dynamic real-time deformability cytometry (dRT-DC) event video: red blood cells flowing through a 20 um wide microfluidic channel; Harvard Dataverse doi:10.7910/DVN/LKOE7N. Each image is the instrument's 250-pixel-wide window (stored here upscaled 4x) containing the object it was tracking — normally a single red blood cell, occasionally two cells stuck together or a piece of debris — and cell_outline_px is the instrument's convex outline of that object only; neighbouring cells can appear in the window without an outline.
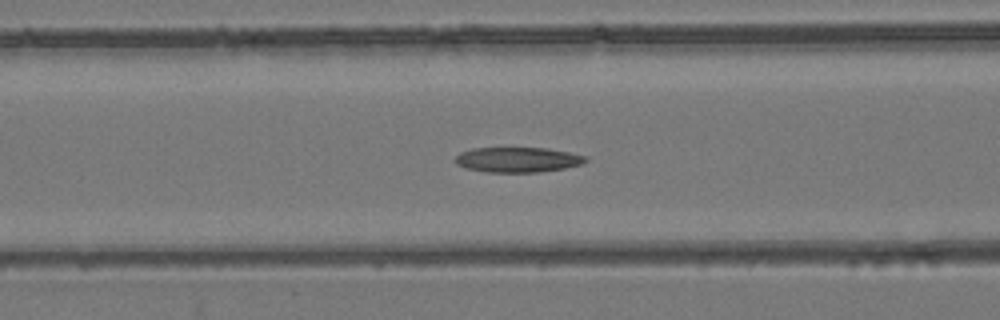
{"species": "common noctule bat (a hibernating species)", "species_latin": "Nyctalus noctula", "temperature_condition": "room temperature", "stored_images_in_passage": 50, "camera_frame_rate_fps": 3000, "um_per_image_px": 0.085, "animal": {"sex": "female", "body_mass_g": 24.6, "forearm_length_mm": 56.2}, "frame": {"image": 1, "passage_image": 18, "time_ms": 5.667, "image_size_px": [1000, 320], "cell_outline_px": [[588, 160], [580, 164], [564, 168], [540, 172], [484, 172], [464, 168], [456, 164], [452, 160], [460, 152], [472, 148], [548, 148], [588, 156]], "centroid_in_image_um": [43.95, 13.57], "position_along_channel_um": 122.6, "area_um2": 19.25}}
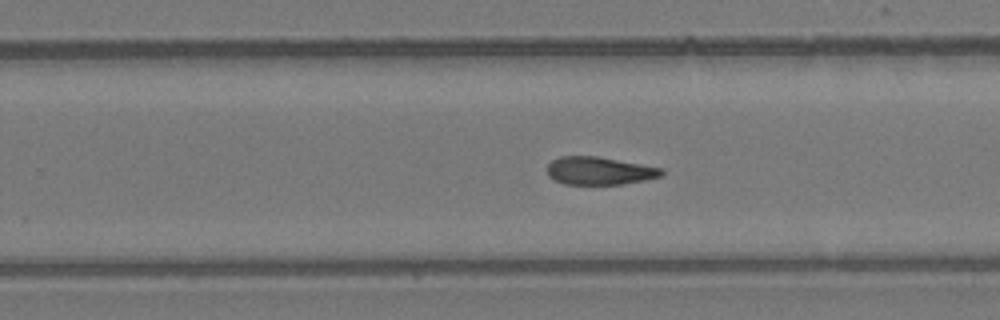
{"frame": {"image": 2, "passage_image": 30, "time_ms": 9.667, "image_size_px": [1000, 320], "cell_outline_px": [[664, 172], [660, 176], [644, 180], [620, 184], [564, 184], [548, 176], [548, 164], [552, 160], [560, 156], [596, 156], [664, 168]], "centroid_in_image_um": [50.94, 14.51], "position_along_channel_um": 278.9, "area_um2": 18.44}}
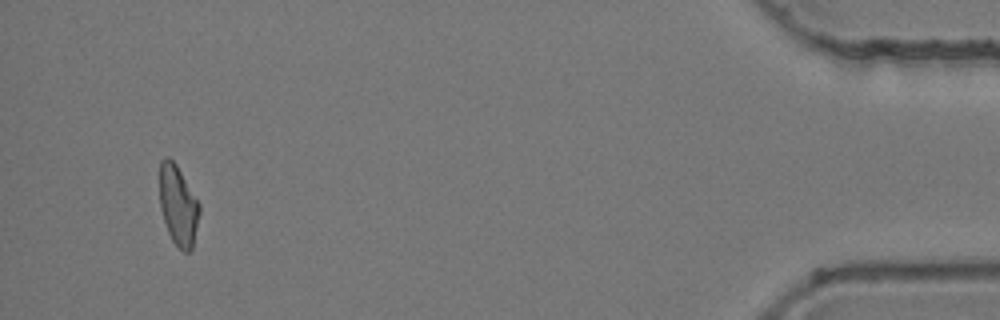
{"frame": {"image": 3, "passage_image": 47, "time_ms": 15.333, "image_size_px": [1000, 320], "cell_outline_px": [[200, 212], [192, 248], [188, 252], [184, 252], [172, 240], [168, 232], [160, 208], [160, 160], [164, 156], [168, 156], [176, 164], [200, 204]], "centroid_in_image_um": [15.14, 17.44], "position_along_channel_um": 420.1, "area_um2": 18.44}, "authors_computed_cell_mechanics": {"area_um2": 19.3341, "velocity_mm_per_s": 3.9161, "shape_relaxation_time_tau1_ms": null, "shape_relaxation_time_tau2_ms": 6.1406, "deformation_change_tau1": null, "deformation_change_tau2": 0.154}}